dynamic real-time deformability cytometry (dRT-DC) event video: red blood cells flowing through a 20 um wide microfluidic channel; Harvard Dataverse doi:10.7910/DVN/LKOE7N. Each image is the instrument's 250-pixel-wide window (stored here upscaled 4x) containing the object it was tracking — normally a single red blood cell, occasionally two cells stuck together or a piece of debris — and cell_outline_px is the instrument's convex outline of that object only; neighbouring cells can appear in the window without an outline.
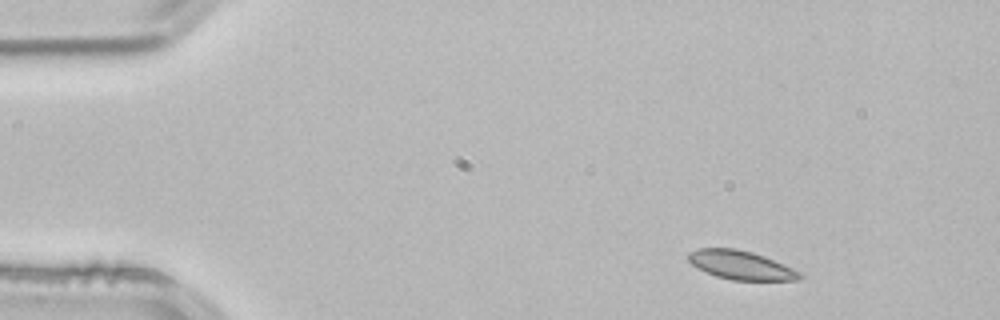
{"species": "common noctule bat (a hibernating species)", "species_latin": "Nyctalus noctula", "temperature_condition": "room temperature", "stored_images_in_passage": 3, "camera_frame_rate_fps": 3000, "um_per_image_px": 0.085, "animal": {"sex": "male", "body_mass_g": 21.5, "forearm_length_mm": 52.0}, "frame": {"image": 1, "passage_image": 1, "time_ms": 0.0, "image_size_px": [1000, 320], "cell_outline_px": [[804, 276], [800, 280], [732, 280], [716, 276], [704, 272], [692, 264], [688, 260], [688, 252], [700, 248], [736, 248], [752, 252], [764, 256], [792, 268], [800, 272]], "centroid_in_image_um": [62.96, 22.53], "position_along_channel_um": 22.0, "area_um2": 18.67}}
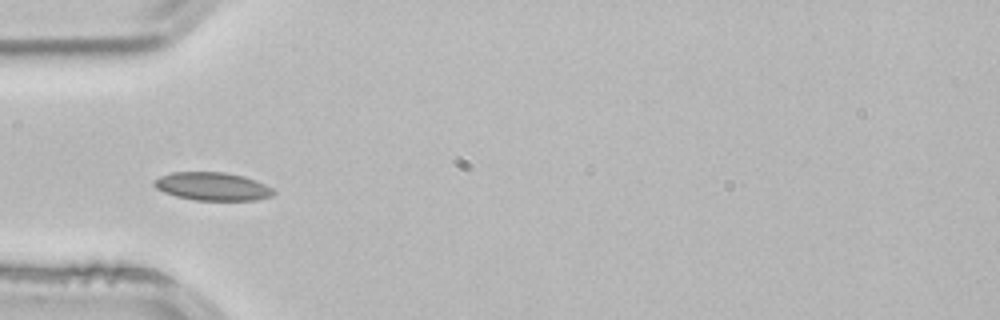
{"frame": {"image": 2, "passage_image": 3, "time_ms": 0.667, "image_size_px": [1000, 320], "cell_outline_px": [[276, 192], [272, 196], [256, 200], [196, 200], [176, 196], [164, 192], [156, 188], [152, 184], [152, 180], [160, 176], [172, 172], [224, 172], [244, 176], [256, 180], [272, 188]], "centroid_in_image_um": [18.05, 15.84], "position_along_channel_um": 67.0, "area_um2": 19.65}}